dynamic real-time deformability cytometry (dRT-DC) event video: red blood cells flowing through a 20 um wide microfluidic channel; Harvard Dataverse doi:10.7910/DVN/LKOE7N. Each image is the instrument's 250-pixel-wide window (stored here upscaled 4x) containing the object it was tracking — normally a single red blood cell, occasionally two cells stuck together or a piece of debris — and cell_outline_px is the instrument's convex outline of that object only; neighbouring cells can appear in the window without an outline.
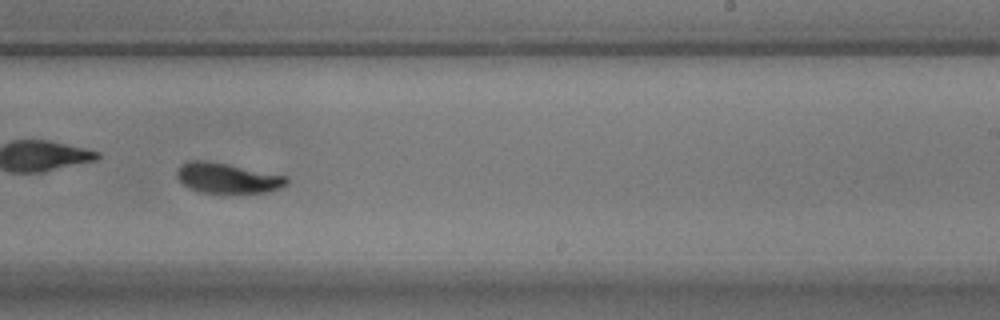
{"species": "common noctule bat (a hibernating species)", "species_latin": "Nyctalus noctula", "temperature_condition": "warm", "stored_images_in_passage": 38, "camera_frame_rate_fps": 3000, "um_per_image_px": 0.085, "animal": {"sex": "male", "body_mass_g": 17.9}, "frame": {"image": 1, "passage_image": 23, "time_ms": 7.333, "image_size_px": [1000, 320], "cell_outline_px": [[288, 184], [280, 188], [268, 192], [224, 196], [200, 192], [188, 188], [176, 176], [176, 172], [188, 160], [204, 160], [288, 176]], "centroid_in_image_um": [19.36, 15.2], "position_along_channel_um": 269.6, "area_um2": 19.94}, "authors_computed_cell_mechanics": {"area_um2": 19.5653, "velocity_mm_per_s": 3.494, "shape_relaxation_time_tau1_ms": 3.1816, "shape_relaxation_time_tau2_ms": 3.9003, "deformation_change_tau1": 0.1517, "deformation_change_tau2": 0.1027}}